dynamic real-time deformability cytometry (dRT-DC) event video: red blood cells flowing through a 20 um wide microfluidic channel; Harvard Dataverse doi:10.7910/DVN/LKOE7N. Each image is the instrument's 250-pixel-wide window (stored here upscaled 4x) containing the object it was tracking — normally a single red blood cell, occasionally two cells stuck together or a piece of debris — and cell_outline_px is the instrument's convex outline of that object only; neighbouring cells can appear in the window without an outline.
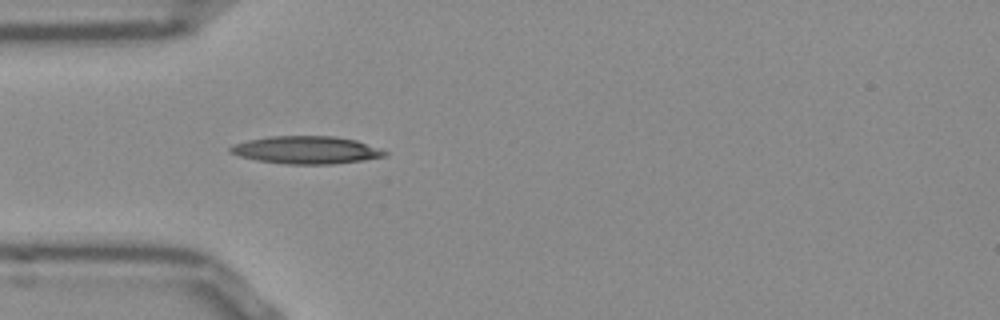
{"species": "Egyptian fruit bat (a non-hibernating species)", "species_latin": "Rousettus aegyptiacus", "temperature_condition": "room temperature", "stored_images_in_passage": 38, "camera_frame_rate_fps": 3000, "um_per_image_px": 0.085, "frame": {"image": 1, "passage_image": 1, "time_ms": 0.0, "image_size_px": [1000, 320], "cell_outline_px": [[388, 156], [364, 160], [332, 164], [288, 164], [260, 160], [240, 156], [228, 152], [228, 148], [236, 144], [248, 140], [268, 136], [332, 136], [356, 140], [388, 152]], "centroid_in_image_um": [26.05, 12.75], "position_along_channel_um": 58.9, "area_um2": 24.68}}
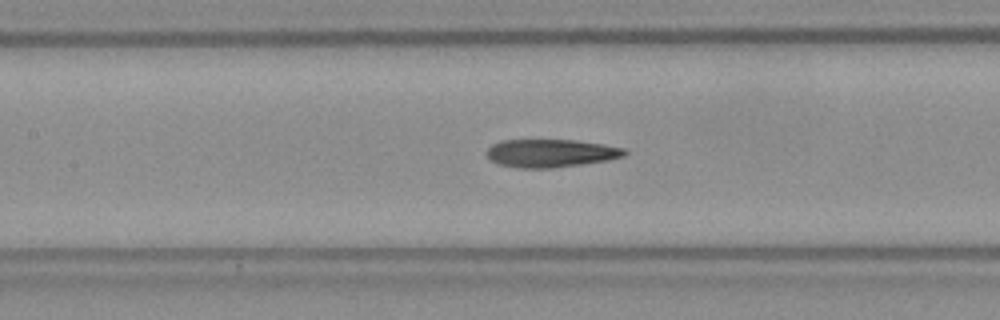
{"frame": {"image": 2, "passage_image": 9, "time_ms": 2.667, "image_size_px": [1000, 320], "cell_outline_px": [[628, 152], [624, 156], [608, 160], [552, 168], [516, 168], [500, 164], [492, 160], [488, 156], [488, 148], [492, 144], [500, 140], [576, 140], [604, 144], [624, 148]], "centroid_in_image_um": [46.83, 13.01], "position_along_channel_um": 160.6, "area_um2": 22.43}}
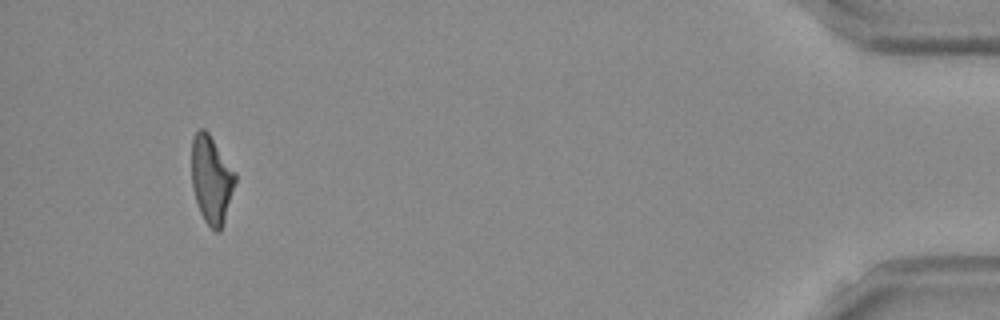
{"frame": {"image": 3, "passage_image": 35, "time_ms": 11.333, "image_size_px": [1000, 320], "cell_outline_px": [[236, 180], [224, 220], [220, 232], [216, 232], [204, 220], [200, 212], [192, 188], [192, 140], [196, 132], [200, 128], [204, 128], [208, 132], [236, 172]], "centroid_in_image_um": [17.97, 15.24], "position_along_channel_um": 417.2, "area_um2": 22.08}, "authors_computed_cell_mechanics": {"area_um2": 22.8599, "velocity_mm_per_s": 3.8504, "shape_relaxation_time_tau1_ms": null, "shape_relaxation_time_tau2_ms": 4.6531, "deformation_change_tau1": null, "deformation_change_tau2": 0.1578}}